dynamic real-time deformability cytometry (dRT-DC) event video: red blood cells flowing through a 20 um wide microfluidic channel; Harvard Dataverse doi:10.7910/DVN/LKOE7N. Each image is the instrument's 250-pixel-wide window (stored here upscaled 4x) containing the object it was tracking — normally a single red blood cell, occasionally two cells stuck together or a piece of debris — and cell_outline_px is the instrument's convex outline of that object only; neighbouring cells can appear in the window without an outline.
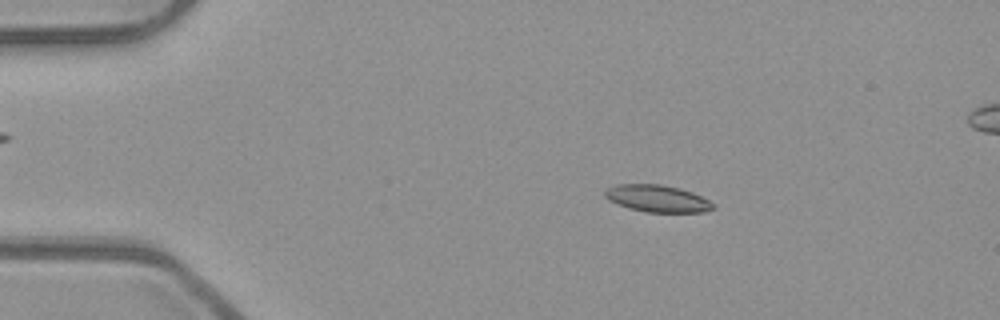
{"species": "common noctule bat (a hibernating species)", "species_latin": "Nyctalus noctula", "temperature_condition": "room temperature", "stored_images_in_passage": 54, "segment_of_instrument_passage": [1, 2], "camera_frame_rate_fps": 3000, "um_per_image_px": 0.085, "animal": {"sex": "male", "body_mass_g": 23.1, "forearm_length_mm": 52.7}, "frame": {"image": 1, "passage_image": 10, "time_ms": 3.0, "image_size_px": [1000, 320], "cell_outline_px": [[716, 208], [704, 212], [644, 212], [628, 208], [616, 204], [608, 200], [604, 196], [604, 188], [616, 184], [660, 184], [680, 188], [692, 192], [708, 200]], "centroid_in_image_um": [55.81, 16.87], "position_along_channel_um": 29.2, "area_um2": 17.22}}
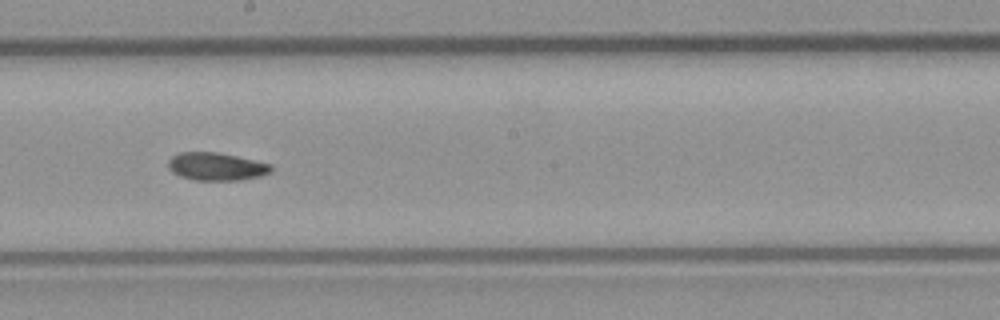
{"frame": {"image": 2, "passage_image": 30, "time_ms": 9.667, "image_size_px": [1000, 320], "cell_outline_px": [[272, 172], [260, 176], [240, 180], [196, 180], [180, 176], [172, 172], [168, 168], [168, 160], [172, 156], [180, 152], [216, 152], [236, 156], [272, 164]], "centroid_in_image_um": [18.39, 14.15], "position_along_channel_um": 229.8, "area_um2": 16.7}}
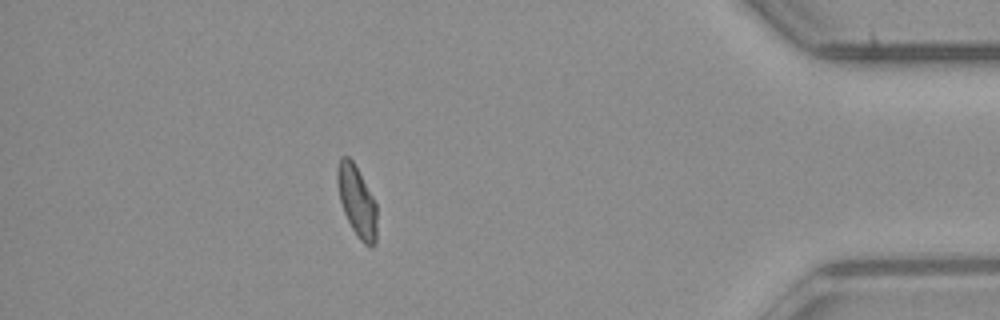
{"frame": {"image": 3, "passage_image": 47, "time_ms": 15.333, "image_size_px": [1000, 320], "cell_outline_px": [[376, 244], [372, 248], [364, 244], [360, 240], [352, 228], [344, 212], [340, 200], [336, 180], [336, 168], [340, 156], [348, 156], [352, 160], [372, 196], [376, 204]], "centroid_in_image_um": [30.32, 17.11], "position_along_channel_um": 404.9, "area_um2": 16.24}}